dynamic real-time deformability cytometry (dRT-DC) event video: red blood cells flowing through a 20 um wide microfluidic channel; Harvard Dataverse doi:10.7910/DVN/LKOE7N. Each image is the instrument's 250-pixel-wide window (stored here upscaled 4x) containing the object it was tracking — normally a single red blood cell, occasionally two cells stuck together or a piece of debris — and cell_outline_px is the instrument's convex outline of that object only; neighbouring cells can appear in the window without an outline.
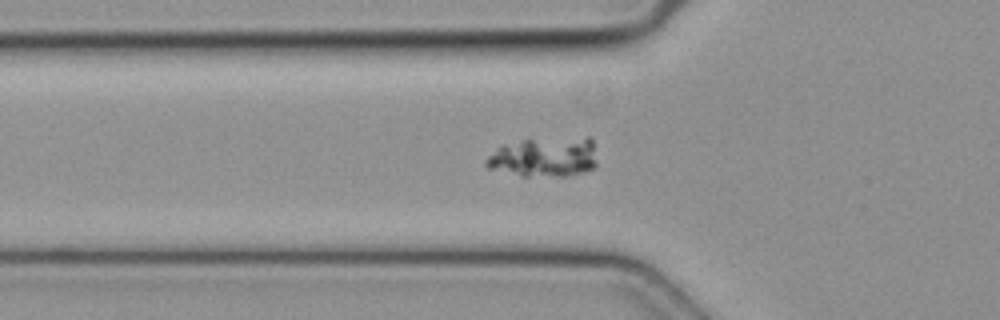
{"species": "common noctule bat (a hibernating species)", "species_latin": "Nyctalus noctula", "temperature_condition": "cold", "stored_images_in_passage": 50, "camera_frame_rate_fps": 3000, "um_per_image_px": 0.085, "animal": {"sex": "female", "body_mass_g": 19.3, "forearm_length_mm": 54.1}, "frame": {"image": 1, "passage_image": 17, "time_ms": 5.333, "image_size_px": [1000, 320], "cell_outline_px": [[596, 164], [592, 168], [580, 172], [564, 176], [520, 176], [488, 168], [484, 164], [488, 156], [500, 144], [524, 140], [588, 136], [592, 140]], "centroid_in_image_um": [46.22, 13.34], "position_along_channel_um": 79.6, "area_um2": 25.72}}
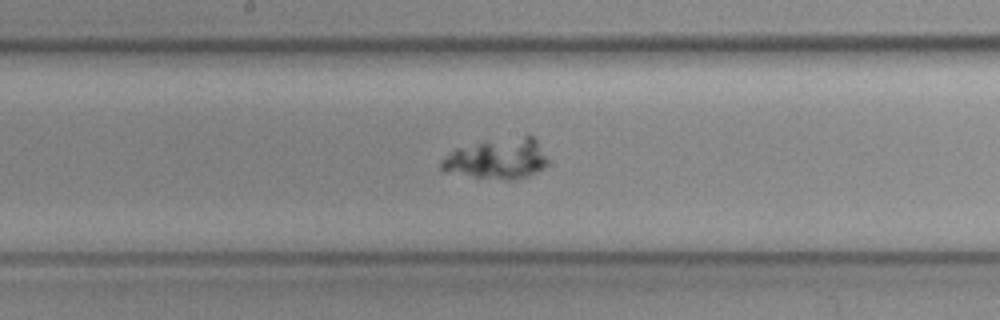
{"frame": {"image": 2, "passage_image": 26, "time_ms": 8.333, "image_size_px": [1000, 320], "cell_outline_px": [[548, 160], [540, 168], [528, 176], [512, 180], [440, 172], [440, 164], [456, 148], [484, 140], [524, 136], [532, 136], [536, 140]], "centroid_in_image_um": [42.22, 13.48], "position_along_channel_um": 206.0, "area_um2": 24.62}}
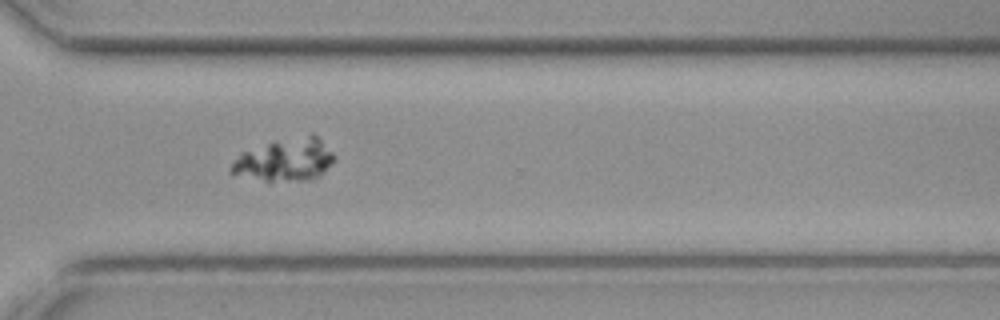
{"frame": {"image": 3, "passage_image": 36, "time_ms": 11.667, "image_size_px": [1000, 320], "cell_outline_px": [[336, 160], [320, 176], [312, 180], [264, 180], [232, 176], [228, 172], [232, 164], [240, 152], [276, 140], [312, 132], [336, 156]], "centroid_in_image_um": [24.22, 13.58], "position_along_channel_um": 346.4, "area_um2": 26.01}}